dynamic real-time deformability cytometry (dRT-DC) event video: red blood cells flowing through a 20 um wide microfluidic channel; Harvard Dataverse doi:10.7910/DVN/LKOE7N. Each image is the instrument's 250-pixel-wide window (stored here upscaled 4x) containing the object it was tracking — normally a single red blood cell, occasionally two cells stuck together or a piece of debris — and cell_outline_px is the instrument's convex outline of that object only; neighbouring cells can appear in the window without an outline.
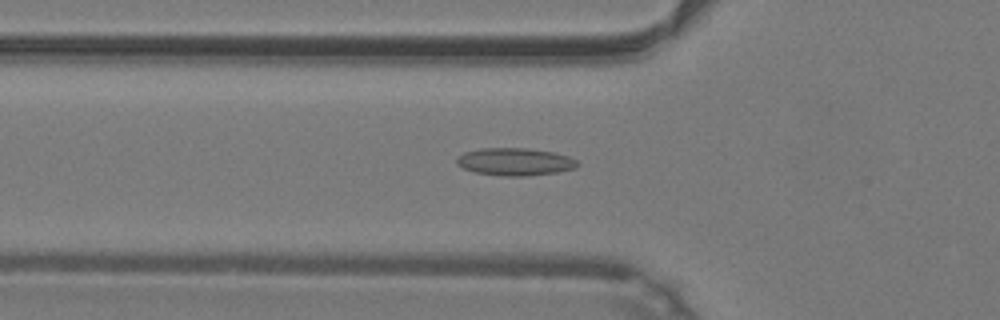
{"species": "common noctule bat (a hibernating species)", "species_latin": "Nyctalus noctula", "temperature_condition": "warm", "stored_images_in_passage": 48, "camera_frame_rate_fps": 3000, "um_per_image_px": 0.085, "animal": {"sex": "male", "body_mass_g": 19.2, "forearm_length_mm": 51.8}, "frame": {"image": 1, "passage_image": 17, "time_ms": 5.333, "image_size_px": [1000, 320], "cell_outline_px": [[580, 164], [576, 168], [556, 172], [528, 176], [508, 176], [476, 172], [464, 168], [456, 164], [456, 156], [464, 152], [480, 148], [528, 148], [556, 152], [568, 156], [576, 160]], "centroid_in_image_um": [43.78, 13.73], "position_along_channel_um": 82.0, "area_um2": 19.48}}
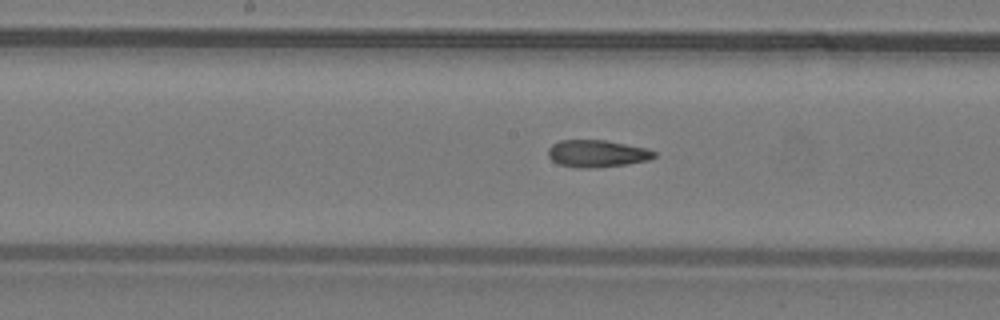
{"frame": {"image": 2, "passage_image": 25, "time_ms": 8.0, "image_size_px": [1000, 320], "cell_outline_px": [[656, 156], [648, 160], [624, 164], [592, 168], [576, 168], [560, 164], [552, 160], [548, 156], [548, 148], [552, 144], [560, 140], [604, 140], [648, 148], [656, 152]], "centroid_in_image_um": [50.74, 13.05], "position_along_channel_um": 197.5, "area_um2": 16.76}}
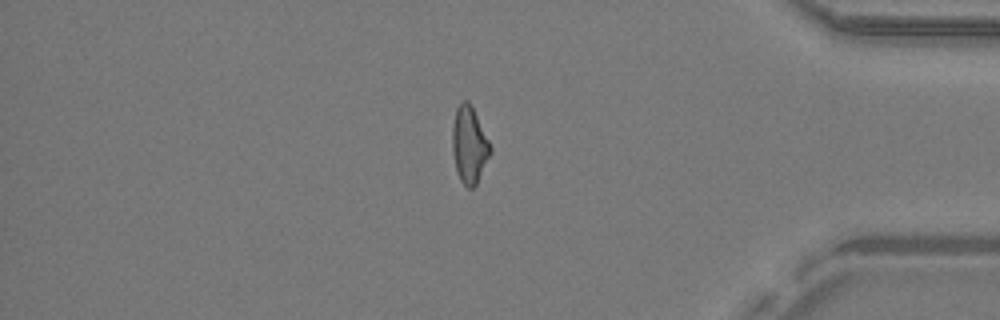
{"frame": {"image": 3, "passage_image": 41, "time_ms": 13.333, "image_size_px": [1000, 320], "cell_outline_px": [[492, 152], [476, 184], [472, 188], [468, 188], [460, 180], [456, 172], [452, 152], [452, 128], [456, 108], [464, 100], [468, 100], [472, 104], [492, 148]], "centroid_in_image_um": [39.88, 12.3], "position_along_channel_um": 395.3, "area_um2": 17.17}, "authors_computed_cell_mechanics": {"area_um2": 17.5134, "velocity_mm_per_s": 4.2848, "shape_relaxation_time_tau1_ms": null, "shape_relaxation_time_tau2_ms": 2.531, "deformation_change_tau1": null, "deformation_change_tau2": 0.1057}}